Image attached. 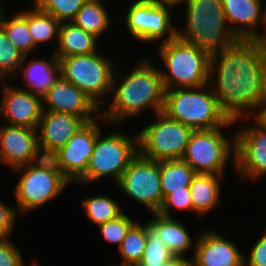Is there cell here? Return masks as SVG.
Masks as SVG:
<instances>
[{
  "label": "cell",
  "instance_id": "6da1fadb",
  "mask_svg": "<svg viewBox=\"0 0 266 266\" xmlns=\"http://www.w3.org/2000/svg\"><path fill=\"white\" fill-rule=\"evenodd\" d=\"M209 86L229 120L237 123L259 117L266 103V55L262 44L238 40L212 55Z\"/></svg>",
  "mask_w": 266,
  "mask_h": 266
},
{
  "label": "cell",
  "instance_id": "7a4b0ae2",
  "mask_svg": "<svg viewBox=\"0 0 266 266\" xmlns=\"http://www.w3.org/2000/svg\"><path fill=\"white\" fill-rule=\"evenodd\" d=\"M137 62L124 78L116 67L110 94L113 98L111 102L105 100L108 106L101 108V116L110 125H123L147 109L153 114L163 111L165 89L159 68L148 57Z\"/></svg>",
  "mask_w": 266,
  "mask_h": 266
},
{
  "label": "cell",
  "instance_id": "3957f363",
  "mask_svg": "<svg viewBox=\"0 0 266 266\" xmlns=\"http://www.w3.org/2000/svg\"><path fill=\"white\" fill-rule=\"evenodd\" d=\"M179 5H185L186 20L177 36L184 41L210 56L238 41L227 24L222 0H181Z\"/></svg>",
  "mask_w": 266,
  "mask_h": 266
},
{
  "label": "cell",
  "instance_id": "277c9868",
  "mask_svg": "<svg viewBox=\"0 0 266 266\" xmlns=\"http://www.w3.org/2000/svg\"><path fill=\"white\" fill-rule=\"evenodd\" d=\"M159 67L165 90L195 88L209 84L211 56L179 36L158 44Z\"/></svg>",
  "mask_w": 266,
  "mask_h": 266
},
{
  "label": "cell",
  "instance_id": "5b68a950",
  "mask_svg": "<svg viewBox=\"0 0 266 266\" xmlns=\"http://www.w3.org/2000/svg\"><path fill=\"white\" fill-rule=\"evenodd\" d=\"M165 90L163 111L193 130L224 127L230 120L221 111L211 86Z\"/></svg>",
  "mask_w": 266,
  "mask_h": 266
},
{
  "label": "cell",
  "instance_id": "8992f818",
  "mask_svg": "<svg viewBox=\"0 0 266 266\" xmlns=\"http://www.w3.org/2000/svg\"><path fill=\"white\" fill-rule=\"evenodd\" d=\"M102 132L103 130L97 135L86 172L77 184L88 185L109 177L116 185L139 153L137 132L133 137L119 129L110 131L109 134Z\"/></svg>",
  "mask_w": 266,
  "mask_h": 266
},
{
  "label": "cell",
  "instance_id": "52a82bcc",
  "mask_svg": "<svg viewBox=\"0 0 266 266\" xmlns=\"http://www.w3.org/2000/svg\"><path fill=\"white\" fill-rule=\"evenodd\" d=\"M14 172L20 174L14 188L18 214L43 207L71 184L49 157L18 167Z\"/></svg>",
  "mask_w": 266,
  "mask_h": 266
},
{
  "label": "cell",
  "instance_id": "ba28073f",
  "mask_svg": "<svg viewBox=\"0 0 266 266\" xmlns=\"http://www.w3.org/2000/svg\"><path fill=\"white\" fill-rule=\"evenodd\" d=\"M104 55V56H103ZM60 75L89 96L100 108L110 97L116 70L114 60L100 51L60 58Z\"/></svg>",
  "mask_w": 266,
  "mask_h": 266
},
{
  "label": "cell",
  "instance_id": "9c48e42d",
  "mask_svg": "<svg viewBox=\"0 0 266 266\" xmlns=\"http://www.w3.org/2000/svg\"><path fill=\"white\" fill-rule=\"evenodd\" d=\"M233 125L235 122L230 120L221 128L194 130L182 160L196 173L225 175L231 158L235 168V132L228 137L222 131Z\"/></svg>",
  "mask_w": 266,
  "mask_h": 266
},
{
  "label": "cell",
  "instance_id": "30bf717a",
  "mask_svg": "<svg viewBox=\"0 0 266 266\" xmlns=\"http://www.w3.org/2000/svg\"><path fill=\"white\" fill-rule=\"evenodd\" d=\"M154 115L152 123L137 131L139 154L155 161L182 159L194 130L164 112Z\"/></svg>",
  "mask_w": 266,
  "mask_h": 266
},
{
  "label": "cell",
  "instance_id": "8fae6325",
  "mask_svg": "<svg viewBox=\"0 0 266 266\" xmlns=\"http://www.w3.org/2000/svg\"><path fill=\"white\" fill-rule=\"evenodd\" d=\"M176 8L170 3L135 0L129 4L120 20H124L126 30L134 39L144 43L158 41L157 44H160L177 36L178 28L171 22V13Z\"/></svg>",
  "mask_w": 266,
  "mask_h": 266
},
{
  "label": "cell",
  "instance_id": "7c38bea8",
  "mask_svg": "<svg viewBox=\"0 0 266 266\" xmlns=\"http://www.w3.org/2000/svg\"><path fill=\"white\" fill-rule=\"evenodd\" d=\"M116 189L132 201L141 204L149 213H158L164 198L160 180V161L149 160L139 153L122 174Z\"/></svg>",
  "mask_w": 266,
  "mask_h": 266
},
{
  "label": "cell",
  "instance_id": "4fadbf2b",
  "mask_svg": "<svg viewBox=\"0 0 266 266\" xmlns=\"http://www.w3.org/2000/svg\"><path fill=\"white\" fill-rule=\"evenodd\" d=\"M253 122L235 132L234 170L251 183L266 177V123L259 117H253Z\"/></svg>",
  "mask_w": 266,
  "mask_h": 266
},
{
  "label": "cell",
  "instance_id": "5bb4252c",
  "mask_svg": "<svg viewBox=\"0 0 266 266\" xmlns=\"http://www.w3.org/2000/svg\"><path fill=\"white\" fill-rule=\"evenodd\" d=\"M100 121L106 127L110 126L100 115L83 125L65 146L49 157L70 183H76L86 172L95 140L102 130Z\"/></svg>",
  "mask_w": 266,
  "mask_h": 266
},
{
  "label": "cell",
  "instance_id": "9a60e30c",
  "mask_svg": "<svg viewBox=\"0 0 266 266\" xmlns=\"http://www.w3.org/2000/svg\"><path fill=\"white\" fill-rule=\"evenodd\" d=\"M0 117L12 126L37 129L43 114L42 97L1 81Z\"/></svg>",
  "mask_w": 266,
  "mask_h": 266
},
{
  "label": "cell",
  "instance_id": "2e32d148",
  "mask_svg": "<svg viewBox=\"0 0 266 266\" xmlns=\"http://www.w3.org/2000/svg\"><path fill=\"white\" fill-rule=\"evenodd\" d=\"M42 158L37 129L8 124L0 126V165L14 170Z\"/></svg>",
  "mask_w": 266,
  "mask_h": 266
},
{
  "label": "cell",
  "instance_id": "e0dca14e",
  "mask_svg": "<svg viewBox=\"0 0 266 266\" xmlns=\"http://www.w3.org/2000/svg\"><path fill=\"white\" fill-rule=\"evenodd\" d=\"M43 110L80 116L87 122L101 115V108L61 75L42 97ZM46 105V106H45Z\"/></svg>",
  "mask_w": 266,
  "mask_h": 266
},
{
  "label": "cell",
  "instance_id": "ac0fdd59",
  "mask_svg": "<svg viewBox=\"0 0 266 266\" xmlns=\"http://www.w3.org/2000/svg\"><path fill=\"white\" fill-rule=\"evenodd\" d=\"M192 266H244V253L222 233L205 229L196 236Z\"/></svg>",
  "mask_w": 266,
  "mask_h": 266
},
{
  "label": "cell",
  "instance_id": "d6986e66",
  "mask_svg": "<svg viewBox=\"0 0 266 266\" xmlns=\"http://www.w3.org/2000/svg\"><path fill=\"white\" fill-rule=\"evenodd\" d=\"M87 123L77 115L43 111L37 127L39 149L43 157H50Z\"/></svg>",
  "mask_w": 266,
  "mask_h": 266
},
{
  "label": "cell",
  "instance_id": "ffe728a7",
  "mask_svg": "<svg viewBox=\"0 0 266 266\" xmlns=\"http://www.w3.org/2000/svg\"><path fill=\"white\" fill-rule=\"evenodd\" d=\"M263 0H222L227 24L238 40H256L263 24Z\"/></svg>",
  "mask_w": 266,
  "mask_h": 266
},
{
  "label": "cell",
  "instance_id": "44dd1931",
  "mask_svg": "<svg viewBox=\"0 0 266 266\" xmlns=\"http://www.w3.org/2000/svg\"><path fill=\"white\" fill-rule=\"evenodd\" d=\"M28 58H30L29 55L24 56L19 69L27 87L20 86L19 88L43 97L60 77V63L53 52L50 59L40 58L30 61ZM27 60H29L28 63Z\"/></svg>",
  "mask_w": 266,
  "mask_h": 266
},
{
  "label": "cell",
  "instance_id": "7402d4cb",
  "mask_svg": "<svg viewBox=\"0 0 266 266\" xmlns=\"http://www.w3.org/2000/svg\"><path fill=\"white\" fill-rule=\"evenodd\" d=\"M151 216L147 221L159 232L169 251L174 256L188 257L189 249H195L196 239L192 240L183 221L159 213H151Z\"/></svg>",
  "mask_w": 266,
  "mask_h": 266
},
{
  "label": "cell",
  "instance_id": "603a6c76",
  "mask_svg": "<svg viewBox=\"0 0 266 266\" xmlns=\"http://www.w3.org/2000/svg\"><path fill=\"white\" fill-rule=\"evenodd\" d=\"M225 175L196 173L189 186L193 213L206 216L220 203L221 183Z\"/></svg>",
  "mask_w": 266,
  "mask_h": 266
},
{
  "label": "cell",
  "instance_id": "cb8c5ba5",
  "mask_svg": "<svg viewBox=\"0 0 266 266\" xmlns=\"http://www.w3.org/2000/svg\"><path fill=\"white\" fill-rule=\"evenodd\" d=\"M98 38L74 25L72 22H63L59 28L58 43L53 52L58 58L87 55L98 51Z\"/></svg>",
  "mask_w": 266,
  "mask_h": 266
},
{
  "label": "cell",
  "instance_id": "d4e9b609",
  "mask_svg": "<svg viewBox=\"0 0 266 266\" xmlns=\"http://www.w3.org/2000/svg\"><path fill=\"white\" fill-rule=\"evenodd\" d=\"M104 0H87L78 11L72 23L100 39L111 23Z\"/></svg>",
  "mask_w": 266,
  "mask_h": 266
},
{
  "label": "cell",
  "instance_id": "484cf974",
  "mask_svg": "<svg viewBox=\"0 0 266 266\" xmlns=\"http://www.w3.org/2000/svg\"><path fill=\"white\" fill-rule=\"evenodd\" d=\"M29 11L19 13L27 20L28 29L33 38L34 44L38 47L43 43H51L55 40L58 43L59 28L61 23L52 15L39 10L34 4Z\"/></svg>",
  "mask_w": 266,
  "mask_h": 266
},
{
  "label": "cell",
  "instance_id": "4316f807",
  "mask_svg": "<svg viewBox=\"0 0 266 266\" xmlns=\"http://www.w3.org/2000/svg\"><path fill=\"white\" fill-rule=\"evenodd\" d=\"M196 172L182 159L161 160L160 180L163 198L174 191H185Z\"/></svg>",
  "mask_w": 266,
  "mask_h": 266
},
{
  "label": "cell",
  "instance_id": "83f0119b",
  "mask_svg": "<svg viewBox=\"0 0 266 266\" xmlns=\"http://www.w3.org/2000/svg\"><path fill=\"white\" fill-rule=\"evenodd\" d=\"M4 9L0 14V26L6 32L11 43L24 55H31V52L38 49L28 29L27 20L19 13H15L8 18L4 14Z\"/></svg>",
  "mask_w": 266,
  "mask_h": 266
},
{
  "label": "cell",
  "instance_id": "f1b7e54d",
  "mask_svg": "<svg viewBox=\"0 0 266 266\" xmlns=\"http://www.w3.org/2000/svg\"><path fill=\"white\" fill-rule=\"evenodd\" d=\"M81 204L86 217L96 226L117 218L125 211L121 204L107 195L84 198Z\"/></svg>",
  "mask_w": 266,
  "mask_h": 266
},
{
  "label": "cell",
  "instance_id": "f546056e",
  "mask_svg": "<svg viewBox=\"0 0 266 266\" xmlns=\"http://www.w3.org/2000/svg\"><path fill=\"white\" fill-rule=\"evenodd\" d=\"M147 242V222L138 221L127 233L120 247V266H136L142 259Z\"/></svg>",
  "mask_w": 266,
  "mask_h": 266
},
{
  "label": "cell",
  "instance_id": "4dcf8cb0",
  "mask_svg": "<svg viewBox=\"0 0 266 266\" xmlns=\"http://www.w3.org/2000/svg\"><path fill=\"white\" fill-rule=\"evenodd\" d=\"M24 55L11 43L0 26V82L18 77ZM9 76V77H8Z\"/></svg>",
  "mask_w": 266,
  "mask_h": 266
},
{
  "label": "cell",
  "instance_id": "1f68e13d",
  "mask_svg": "<svg viewBox=\"0 0 266 266\" xmlns=\"http://www.w3.org/2000/svg\"><path fill=\"white\" fill-rule=\"evenodd\" d=\"M174 255L164 244L159 232L147 221V242L141 261L136 266H163Z\"/></svg>",
  "mask_w": 266,
  "mask_h": 266
},
{
  "label": "cell",
  "instance_id": "d6a6232c",
  "mask_svg": "<svg viewBox=\"0 0 266 266\" xmlns=\"http://www.w3.org/2000/svg\"><path fill=\"white\" fill-rule=\"evenodd\" d=\"M87 0H33L39 10L52 14L60 23L72 22Z\"/></svg>",
  "mask_w": 266,
  "mask_h": 266
},
{
  "label": "cell",
  "instance_id": "836d02e7",
  "mask_svg": "<svg viewBox=\"0 0 266 266\" xmlns=\"http://www.w3.org/2000/svg\"><path fill=\"white\" fill-rule=\"evenodd\" d=\"M127 213L123 212L117 218L98 226L101 237L110 244H116L117 250L123 242L128 231L137 223Z\"/></svg>",
  "mask_w": 266,
  "mask_h": 266
},
{
  "label": "cell",
  "instance_id": "e575fe53",
  "mask_svg": "<svg viewBox=\"0 0 266 266\" xmlns=\"http://www.w3.org/2000/svg\"><path fill=\"white\" fill-rule=\"evenodd\" d=\"M193 212V204L190 197L189 187H185V191H174L168 194L163 201L159 210V214L172 217V210Z\"/></svg>",
  "mask_w": 266,
  "mask_h": 266
},
{
  "label": "cell",
  "instance_id": "d590c367",
  "mask_svg": "<svg viewBox=\"0 0 266 266\" xmlns=\"http://www.w3.org/2000/svg\"><path fill=\"white\" fill-rule=\"evenodd\" d=\"M19 246L10 237L0 238V266H24Z\"/></svg>",
  "mask_w": 266,
  "mask_h": 266
},
{
  "label": "cell",
  "instance_id": "8d00e7d4",
  "mask_svg": "<svg viewBox=\"0 0 266 266\" xmlns=\"http://www.w3.org/2000/svg\"><path fill=\"white\" fill-rule=\"evenodd\" d=\"M17 215L16 206L0 200V238L10 237L16 225Z\"/></svg>",
  "mask_w": 266,
  "mask_h": 266
},
{
  "label": "cell",
  "instance_id": "74e56055",
  "mask_svg": "<svg viewBox=\"0 0 266 266\" xmlns=\"http://www.w3.org/2000/svg\"><path fill=\"white\" fill-rule=\"evenodd\" d=\"M249 255H244V266H266V230L256 240Z\"/></svg>",
  "mask_w": 266,
  "mask_h": 266
},
{
  "label": "cell",
  "instance_id": "f35d334b",
  "mask_svg": "<svg viewBox=\"0 0 266 266\" xmlns=\"http://www.w3.org/2000/svg\"><path fill=\"white\" fill-rule=\"evenodd\" d=\"M163 266H192V258L183 256H174Z\"/></svg>",
  "mask_w": 266,
  "mask_h": 266
},
{
  "label": "cell",
  "instance_id": "ab89813d",
  "mask_svg": "<svg viewBox=\"0 0 266 266\" xmlns=\"http://www.w3.org/2000/svg\"><path fill=\"white\" fill-rule=\"evenodd\" d=\"M266 27V6H265V9H264V21H263V25H261V27ZM266 40V28H265V32L260 33L258 35V38L256 39V41H258L259 43H263L264 41Z\"/></svg>",
  "mask_w": 266,
  "mask_h": 266
},
{
  "label": "cell",
  "instance_id": "60d3db41",
  "mask_svg": "<svg viewBox=\"0 0 266 266\" xmlns=\"http://www.w3.org/2000/svg\"><path fill=\"white\" fill-rule=\"evenodd\" d=\"M144 1H151L156 3H170L172 5H175L178 7V4L181 2V0H144Z\"/></svg>",
  "mask_w": 266,
  "mask_h": 266
},
{
  "label": "cell",
  "instance_id": "b9f144b4",
  "mask_svg": "<svg viewBox=\"0 0 266 266\" xmlns=\"http://www.w3.org/2000/svg\"><path fill=\"white\" fill-rule=\"evenodd\" d=\"M259 118L266 123V103L264 104L263 110L260 113Z\"/></svg>",
  "mask_w": 266,
  "mask_h": 266
},
{
  "label": "cell",
  "instance_id": "7bdbcfd3",
  "mask_svg": "<svg viewBox=\"0 0 266 266\" xmlns=\"http://www.w3.org/2000/svg\"><path fill=\"white\" fill-rule=\"evenodd\" d=\"M4 2L2 0H0V14L2 12V10L4 9Z\"/></svg>",
  "mask_w": 266,
  "mask_h": 266
},
{
  "label": "cell",
  "instance_id": "ee69618b",
  "mask_svg": "<svg viewBox=\"0 0 266 266\" xmlns=\"http://www.w3.org/2000/svg\"><path fill=\"white\" fill-rule=\"evenodd\" d=\"M262 46H263V49H264V52H265V55H266V40L262 43Z\"/></svg>",
  "mask_w": 266,
  "mask_h": 266
},
{
  "label": "cell",
  "instance_id": "f6af8a7d",
  "mask_svg": "<svg viewBox=\"0 0 266 266\" xmlns=\"http://www.w3.org/2000/svg\"><path fill=\"white\" fill-rule=\"evenodd\" d=\"M35 263H32L33 265L31 266H41V264L39 265V263H36V261H34ZM24 266H27V265H24Z\"/></svg>",
  "mask_w": 266,
  "mask_h": 266
}]
</instances>
